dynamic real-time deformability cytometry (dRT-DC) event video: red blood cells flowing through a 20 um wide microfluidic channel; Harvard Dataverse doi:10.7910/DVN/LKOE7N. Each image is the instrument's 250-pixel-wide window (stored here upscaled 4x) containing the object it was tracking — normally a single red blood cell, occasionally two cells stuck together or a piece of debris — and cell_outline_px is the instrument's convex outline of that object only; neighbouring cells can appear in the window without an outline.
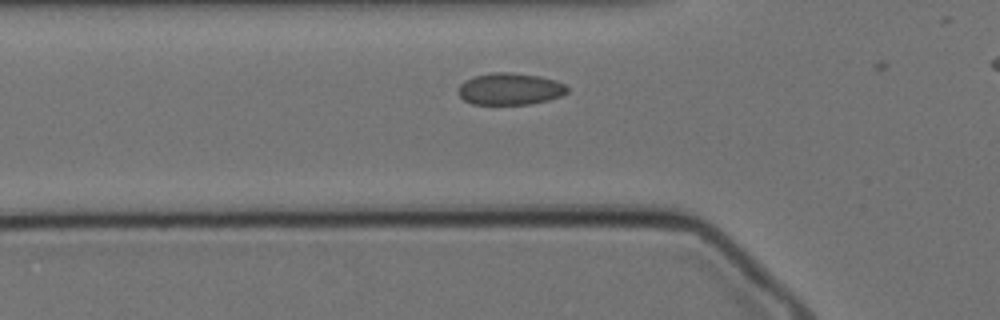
{"species": "Egyptian fruit bat (a non-hibernating species)", "species_latin": "Rousettus aegyptiacus", "temperature_condition": "cold", "stored_images_in_passage": 12, "camera_frame_rate_fps": 3000, "um_per_image_px": 0.085, "animal": {"sex": "female"}, "frame": {"image": 1, "passage_image": 10, "time_ms": 3.0, "image_size_px": [1000, 320], "cell_outline_px": [[568, 92], [560, 96], [548, 100], [528, 104], [472, 104], [464, 100], [456, 92], [460, 84], [464, 80], [472, 76], [492, 72], [508, 72], [536, 76], [556, 80], [564, 84], [568, 88]], "centroid_in_image_um": [43.3, 7.56], "position_along_channel_um": 82.5, "area_um2": 20.29}}